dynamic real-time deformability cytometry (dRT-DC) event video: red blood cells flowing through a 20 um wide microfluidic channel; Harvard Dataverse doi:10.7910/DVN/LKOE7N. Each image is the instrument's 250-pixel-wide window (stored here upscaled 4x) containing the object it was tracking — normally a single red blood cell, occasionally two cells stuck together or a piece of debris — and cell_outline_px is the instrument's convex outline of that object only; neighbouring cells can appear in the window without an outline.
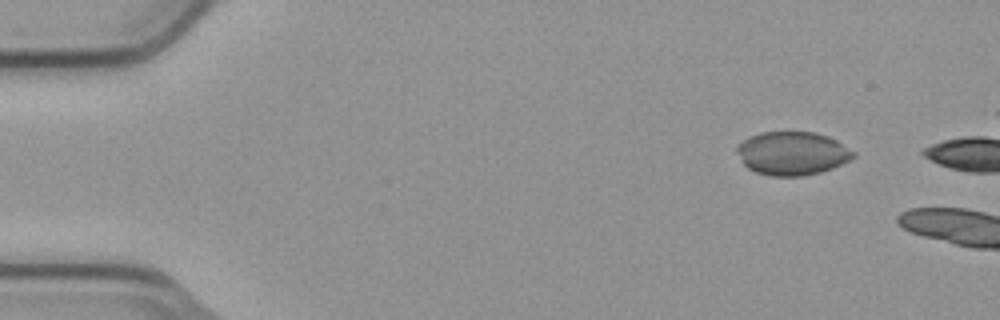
{"species": "common noctule bat (a hibernating species)", "species_latin": "Nyctalus noctula", "temperature_condition": "cold", "stored_images_in_passage": 3, "camera_frame_rate_fps": 3000, "um_per_image_px": 0.085, "animal": {"sex": "male", "body_mass_g": 23.1, "forearm_length_mm": 52.7}, "frame": {"image": 1, "passage_image": 2, "time_ms": 0.333, "image_size_px": [1000, 320], "cell_outline_px": [[856, 156], [832, 168], [820, 172], [804, 176], [772, 176], [756, 172], [748, 168], [744, 164], [736, 152], [736, 144], [748, 136], [760, 132], [816, 132], [828, 136], [836, 140], [856, 152]], "centroid_in_image_um": [67.32, 13.02], "position_along_channel_um": 17.7, "area_um2": 29.65}}